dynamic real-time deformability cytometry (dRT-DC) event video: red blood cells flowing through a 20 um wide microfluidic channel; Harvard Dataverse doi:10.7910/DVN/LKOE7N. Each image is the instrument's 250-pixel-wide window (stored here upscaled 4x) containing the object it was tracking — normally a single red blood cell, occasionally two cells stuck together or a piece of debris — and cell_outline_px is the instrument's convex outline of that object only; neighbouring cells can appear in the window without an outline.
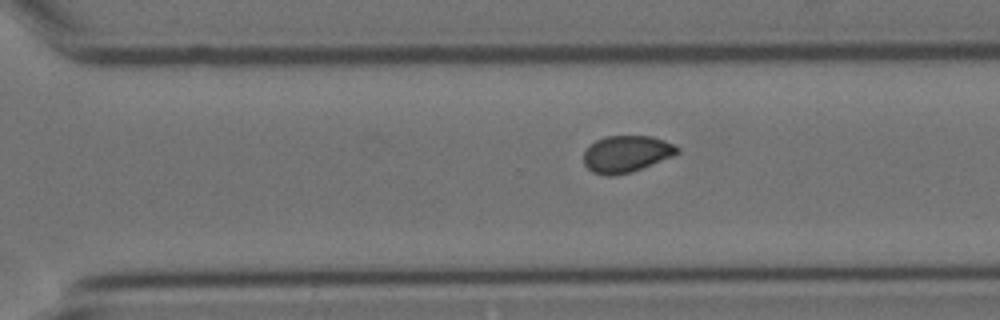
{"species": "Egyptian fruit bat (a non-hibernating species)", "species_latin": "Rousettus aegyptiacus", "temperature_condition": "cold", "stored_images_in_passage": 12, "camera_frame_rate_fps": 3000, "um_per_image_px": 0.085, "animal": {"sex": "female"}, "frame": {"image": 1, "passage_image": 12, "time_ms": 3.667, "image_size_px": [1000, 320], "cell_outline_px": [[680, 152], [672, 156], [632, 172], [616, 176], [604, 176], [592, 172], [584, 164], [584, 152], [596, 140], [604, 136], [652, 136], [664, 140], [680, 148]], "centroid_in_image_um": [53.23, 13.09], "position_along_channel_um": 317.4, "area_um2": 20.06}}